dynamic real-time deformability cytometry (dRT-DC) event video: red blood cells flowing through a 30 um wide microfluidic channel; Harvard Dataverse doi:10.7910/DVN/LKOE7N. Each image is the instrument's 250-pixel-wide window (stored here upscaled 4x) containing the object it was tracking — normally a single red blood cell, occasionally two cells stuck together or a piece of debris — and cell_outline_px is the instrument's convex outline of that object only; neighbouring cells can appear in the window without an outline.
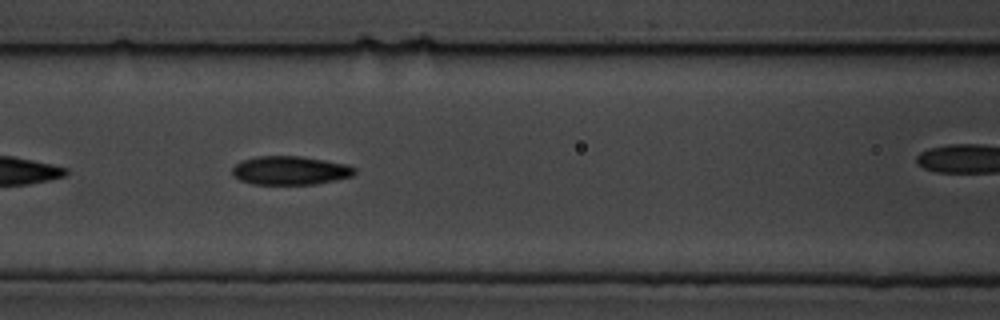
{"species": "common noctule bat (a hibernating species)", "species_latin": "Nyctalus noctula", "temperature_condition": "cold", "stored_images_in_passage": 9, "camera_frame_rate_fps": 3000, "um_per_image_px": 0.085, "animal": {"sex": "male", "body_mass_g": 19.5, "forearm_length_mm": 54.6}, "frame": {"image": 1, "passage_image": 7, "time_ms": 7.0, "image_size_px": [1000, 320], "cell_outline_px": [[356, 172], [352, 176], [316, 184], [252, 184], [240, 180], [232, 172], [232, 168], [236, 164], [244, 160], [256, 156], [300, 156], [348, 164], [356, 168]], "centroid_in_image_um": [24.69, 14.49], "position_along_channel_um": 141.9, "area_um2": 20.35}}
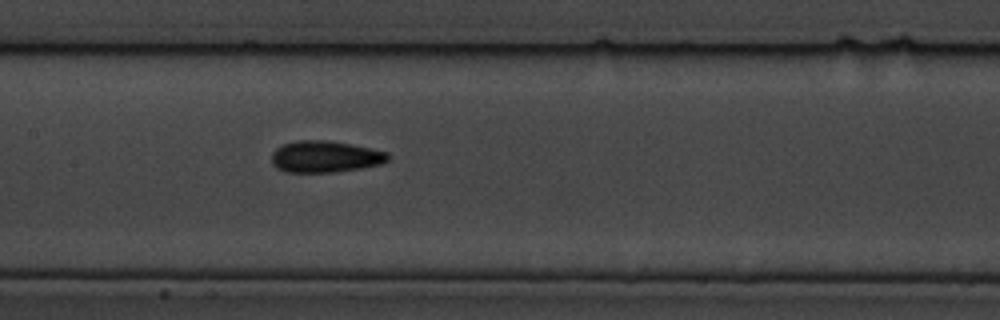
{"frame": {"image": 2, "passage_image": 9, "time_ms": 9.667, "image_size_px": [1000, 320], "cell_outline_px": [[388, 160], [380, 164], [360, 168], [332, 172], [284, 172], [276, 168], [272, 164], [272, 152], [276, 148], [284, 144], [296, 140], [328, 140], [388, 152]], "centroid_in_image_um": [27.58, 13.32], "position_along_channel_um": 179.8, "area_um2": 21.27}}